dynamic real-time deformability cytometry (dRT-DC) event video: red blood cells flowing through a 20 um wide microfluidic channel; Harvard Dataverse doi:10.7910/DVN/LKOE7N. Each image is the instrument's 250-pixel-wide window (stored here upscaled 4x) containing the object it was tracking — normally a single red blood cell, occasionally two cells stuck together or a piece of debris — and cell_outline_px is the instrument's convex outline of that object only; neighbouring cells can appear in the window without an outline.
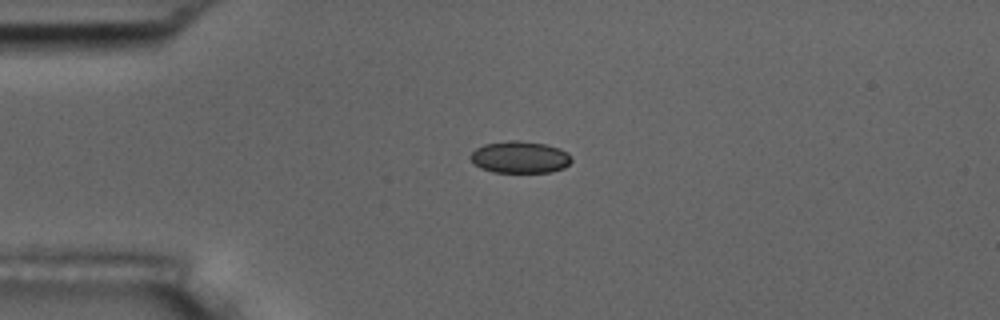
{"species": "common noctule bat (a hibernating species)", "species_latin": "Nyctalus noctula", "temperature_condition": "room temperature", "stored_images_in_passage": 2, "camera_frame_rate_fps": 3000, "um_per_image_px": 0.085, "animal": {"sex": "male", "body_mass_g": 17.5, "forearm_length_mm": 52.3}, "frame": {"image": 1, "passage_image": 1, "time_ms": 0.0, "image_size_px": [1000, 320], "cell_outline_px": [[572, 160], [564, 168], [552, 172], [492, 172], [480, 168], [468, 156], [476, 148], [484, 144], [508, 140], [520, 140], [544, 144], [560, 148], [568, 152]], "centroid_in_image_um": [44.19, 13.35], "position_along_channel_um": 40.8, "area_um2": 18.9}}